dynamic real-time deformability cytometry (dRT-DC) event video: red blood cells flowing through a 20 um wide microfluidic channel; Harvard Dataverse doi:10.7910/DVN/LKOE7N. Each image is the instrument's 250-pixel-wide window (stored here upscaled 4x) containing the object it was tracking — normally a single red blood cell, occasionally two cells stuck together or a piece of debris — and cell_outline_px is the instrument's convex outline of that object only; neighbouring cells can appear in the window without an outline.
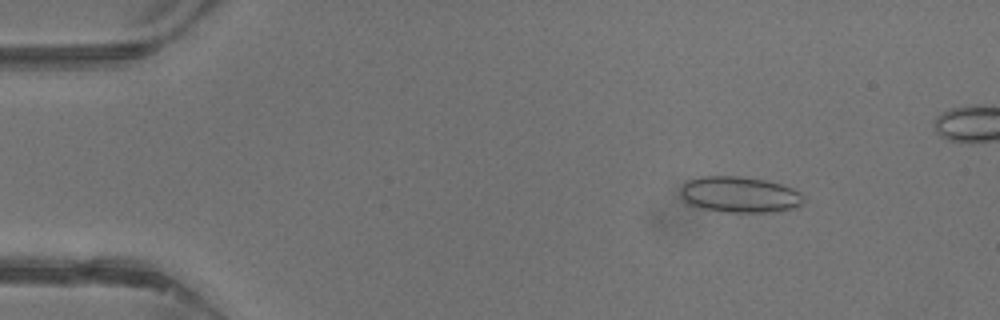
{"species": "common noctule bat (a hibernating species)", "species_latin": "Nyctalus noctula", "temperature_condition": "warm", "stored_images_in_passage": 40, "camera_frame_rate_fps": 3000, "um_per_image_px": 0.085, "animal": {"sex": "male", "body_mass_g": 13.3}, "frame": {"image": 1, "passage_image": 6, "time_ms": 1.667, "image_size_px": [1000, 320], "cell_outline_px": [[804, 200], [796, 208], [776, 212], [724, 212], [704, 208], [688, 204], [684, 200], [680, 192], [680, 188], [688, 180], [700, 176], [740, 176], [764, 180], [780, 184], [792, 188], [800, 192], [804, 196]], "centroid_in_image_um": [62.88, 16.54], "position_along_channel_um": 22.1, "area_um2": 25.89}}
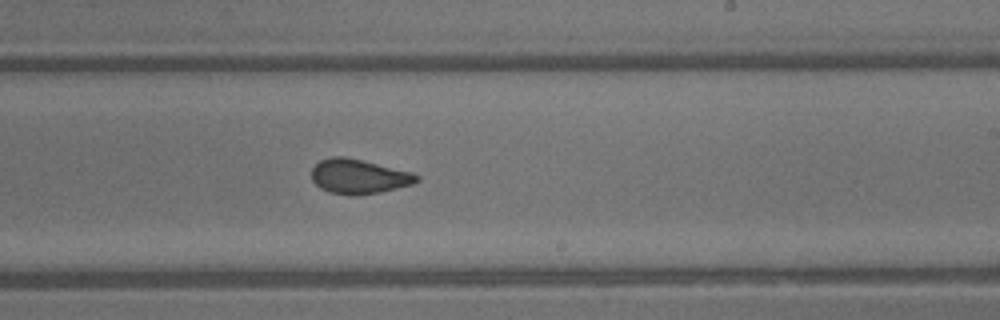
{"frame": {"image": 2, "passage_image": 26, "time_ms": 8.333, "image_size_px": [1000, 320], "cell_outline_px": [[420, 180], [412, 184], [380, 192], [356, 196], [352, 196], [328, 192], [320, 188], [312, 180], [312, 168], [320, 160], [332, 156], [344, 156], [412, 172], [420, 176]], "centroid_in_image_um": [30.48, 15.01], "position_along_channel_um": 258.5, "area_um2": 21.21}}
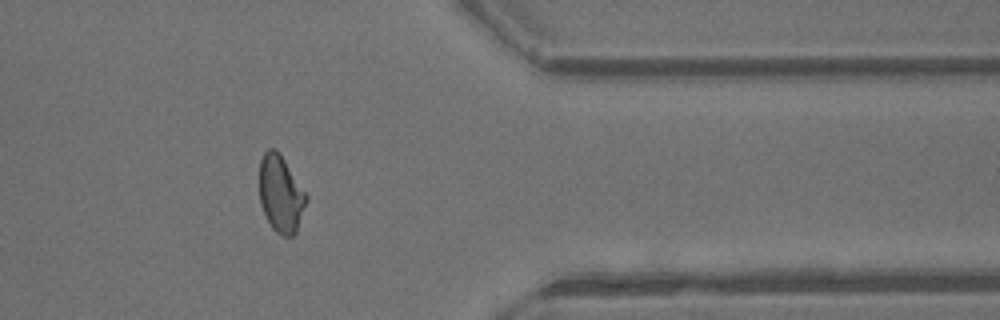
{"frame": {"image": 3, "passage_image": 35, "time_ms": 11.333, "image_size_px": [1000, 320], "cell_outline_px": [[308, 200], [296, 232], [292, 236], [284, 236], [276, 232], [272, 228], [260, 204], [260, 160], [264, 152], [268, 148], [276, 148], [308, 196]], "centroid_in_image_um": [23.87, 16.48], "position_along_channel_um": 387.5, "area_um2": 20.87}}